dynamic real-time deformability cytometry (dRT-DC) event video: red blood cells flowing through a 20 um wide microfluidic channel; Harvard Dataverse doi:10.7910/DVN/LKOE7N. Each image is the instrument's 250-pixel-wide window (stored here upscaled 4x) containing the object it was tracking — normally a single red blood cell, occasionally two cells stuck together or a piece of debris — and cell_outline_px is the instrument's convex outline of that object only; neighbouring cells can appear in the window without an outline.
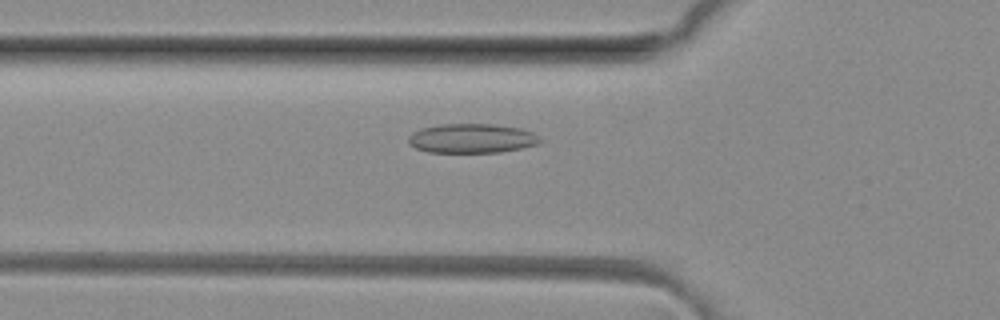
{"species": "common noctule bat (a hibernating species)", "species_latin": "Nyctalus noctula", "temperature_condition": "room temperature", "stored_images_in_passage": 34, "camera_frame_rate_fps": 3000, "um_per_image_px": 0.085, "animal": {"sex": "female", "body_mass_g": 29.2, "forearm_length_mm": 56.3}, "frame": {"image": 1, "passage_image": 5, "time_ms": 1.333, "image_size_px": [1000, 320], "cell_outline_px": [[544, 140], [536, 144], [520, 148], [500, 152], [428, 152], [416, 148], [408, 144], [408, 136], [412, 132], [420, 128], [440, 124], [492, 124], [520, 128], [532, 132]], "centroid_in_image_um": [40.07, 11.75], "position_along_channel_um": 85.7, "area_um2": 22.54}}
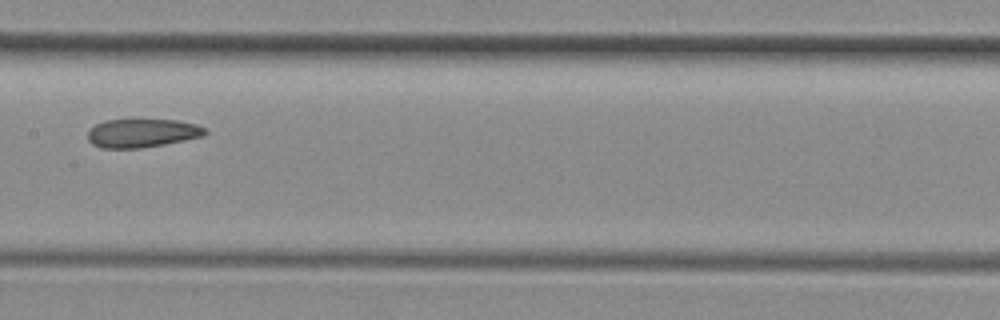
{"frame": {"image": 2, "passage_image": 13, "time_ms": 4.0, "image_size_px": [1000, 320], "cell_outline_px": [[208, 132], [204, 136], [164, 144], [140, 148], [100, 148], [92, 144], [88, 140], [88, 132], [96, 124], [104, 120], [176, 120], [196, 124], [208, 128]], "centroid_in_image_um": [12.1, 11.31], "position_along_channel_um": 195.3, "area_um2": 19.54}}
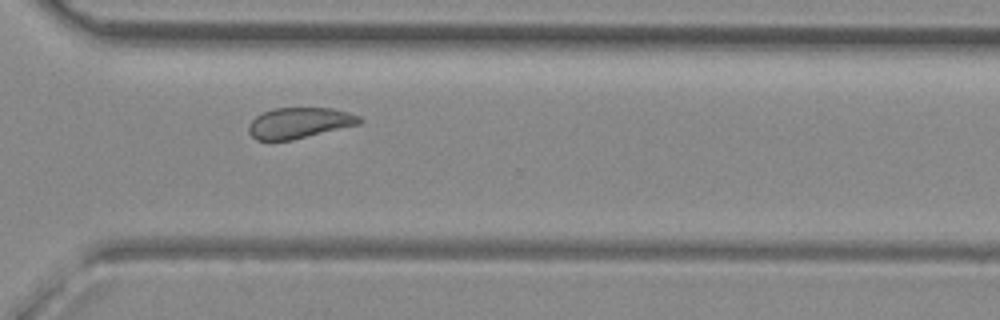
{"frame": {"image": 3, "passage_image": 24, "time_ms": 7.667, "image_size_px": [1000, 320], "cell_outline_px": [[364, 120], [360, 124], [292, 140], [256, 140], [248, 132], [248, 124], [256, 116], [264, 112], [276, 108], [332, 108], [348, 112], [360, 116]], "centroid_in_image_um": [25.46, 10.45], "position_along_channel_um": 345.1, "area_um2": 19.88}, "authors_computed_cell_mechanics": {"area_um2": 20.6924, "velocity_mm_per_s": 4.0923, "shape_relaxation_time_tau1_ms": null, "shape_relaxation_time_tau2_ms": 2.4699, "deformation_change_tau1": null, "deformation_change_tau2": 0.0953}}